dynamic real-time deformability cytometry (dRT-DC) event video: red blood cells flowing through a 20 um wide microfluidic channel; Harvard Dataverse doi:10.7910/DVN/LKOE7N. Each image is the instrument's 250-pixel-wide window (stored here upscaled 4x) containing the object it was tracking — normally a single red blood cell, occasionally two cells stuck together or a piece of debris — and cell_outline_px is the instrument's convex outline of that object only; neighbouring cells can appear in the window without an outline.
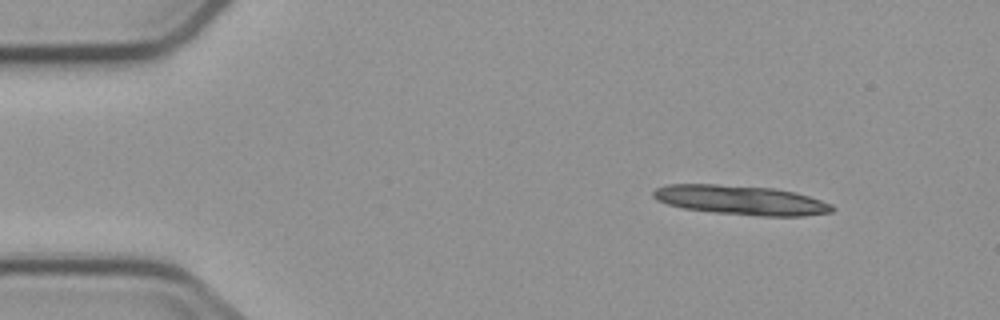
{"species": "common noctule bat (a hibernating species)", "species_latin": "Nyctalus noctula", "temperature_condition": "cold", "stored_images_in_passage": 3, "camera_frame_rate_fps": 3000, "um_per_image_px": 0.085, "animal": {"sex": "male", "body_mass_g": 23.1, "forearm_length_mm": 52.7}, "frame": {"image": 1, "passage_image": 1, "time_ms": 0.0, "image_size_px": [1000, 320], "cell_outline_px": [[836, 208], [832, 212], [804, 216], [760, 216], [712, 212], [684, 208], [668, 204], [656, 200], [652, 196], [652, 192], [656, 188], [668, 184], [716, 184], [776, 188], [808, 196], [832, 204]], "centroid_in_image_um": [62.97, 17.01], "position_along_channel_um": 22.0, "area_um2": 30.69}}